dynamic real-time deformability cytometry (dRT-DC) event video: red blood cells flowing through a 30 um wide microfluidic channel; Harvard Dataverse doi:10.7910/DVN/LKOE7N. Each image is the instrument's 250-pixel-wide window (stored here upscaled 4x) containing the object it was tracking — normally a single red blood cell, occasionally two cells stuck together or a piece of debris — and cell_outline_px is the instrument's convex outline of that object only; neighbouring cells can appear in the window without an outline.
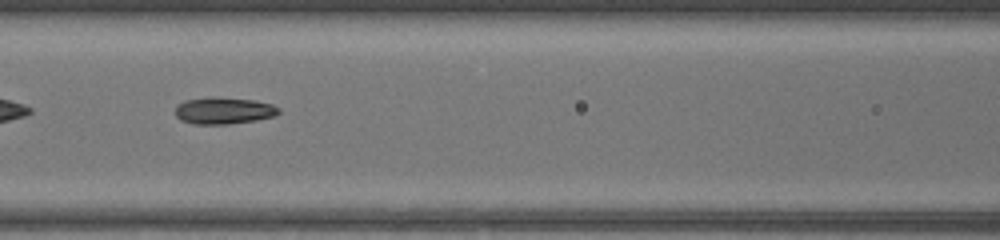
{"species": "common noctule bat (a hibernating species)", "species_latin": "Nyctalus noctula", "temperature_condition": "warm", "stored_images_in_passage": 33, "camera_frame_rate_fps": 3000, "um_per_image_px": 0.085, "animal": {"sex": "female", "body_mass_g": 17.0, "forearm_length_mm": 48.0}, "frame": {"image": 1, "passage_image": 6, "time_ms": 1.667, "image_size_px": [1000, 240], "cell_outline_px": [[280, 112], [276, 116], [256, 120], [228, 124], [192, 124], [180, 120], [176, 116], [176, 108], [184, 100], [256, 100], [272, 104], [280, 108]], "centroid_in_image_um": [19.08, 9.47], "position_along_channel_um": 147.5, "area_um2": 15.32}}
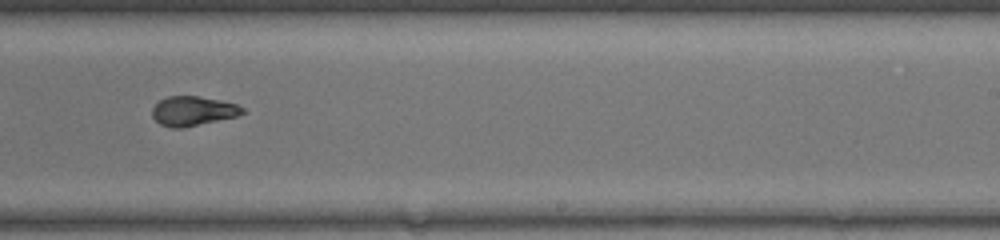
{"frame": {"image": 2, "passage_image": 15, "time_ms": 4.667, "image_size_px": [1000, 240], "cell_outline_px": [[244, 112], [236, 116], [184, 128], [172, 128], [160, 124], [152, 116], [152, 108], [160, 100], [168, 96], [196, 96], [220, 100], [236, 104], [244, 108]], "centroid_in_image_um": [16.38, 9.44], "position_along_channel_um": 272.6, "area_um2": 15.37}}